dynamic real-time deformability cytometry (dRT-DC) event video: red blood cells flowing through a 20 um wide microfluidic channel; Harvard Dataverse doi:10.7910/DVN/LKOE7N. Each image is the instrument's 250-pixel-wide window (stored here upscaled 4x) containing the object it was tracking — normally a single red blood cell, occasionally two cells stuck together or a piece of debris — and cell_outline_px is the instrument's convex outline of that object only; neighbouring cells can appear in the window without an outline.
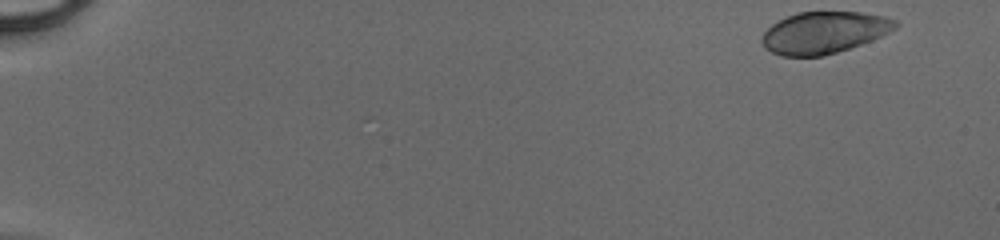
{"species": "human", "species_latin": "Homo sapiens", "temperature_condition": "cold", "stored_images_in_passage": 42, "camera_frame_rate_fps": 3000, "um_per_image_px": 0.085, "donor": {"sex": "male"}, "frame": {"image": 1, "passage_image": 1, "time_ms": 0.0, "image_size_px": [1000, 240], "cell_outline_px": [[900, 24], [896, 28], [872, 40], [824, 56], [780, 56], [764, 48], [760, 40], [760, 36], [772, 24], [796, 12], [860, 12], [884, 16], [896, 20]], "centroid_in_image_um": [70.02, 2.77], "position_along_channel_um": 15.0, "area_um2": 32.48}}
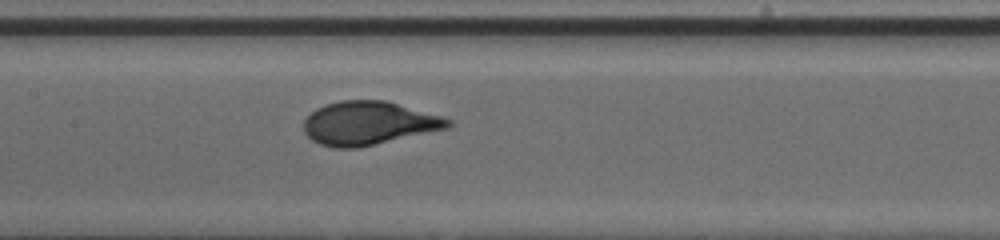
{"frame": {"image": 2, "passage_image": 24, "time_ms": 7.667, "image_size_px": [1000, 240], "cell_outline_px": [[452, 124], [448, 128], [356, 148], [336, 148], [320, 144], [312, 140], [304, 132], [304, 120], [316, 108], [340, 100], [384, 100], [440, 116], [452, 120]], "centroid_in_image_um": [31.3, 10.47], "position_along_channel_um": 176.1, "area_um2": 36.07}}
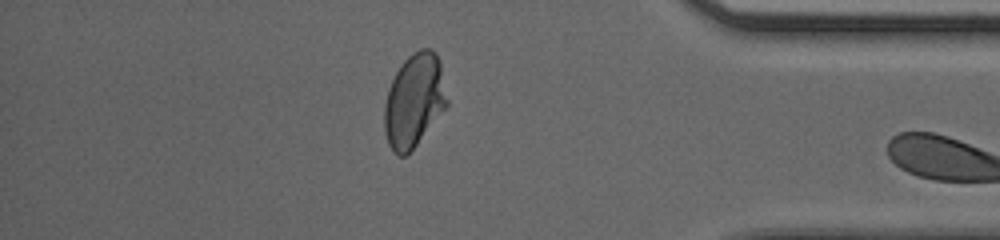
{"frame": {"image": 3, "passage_image": 41, "time_ms": 13.333, "image_size_px": [1000, 240], "cell_outline_px": [[448, 104], [416, 144], [404, 156], [396, 156], [392, 152], [388, 144], [384, 128], [384, 104], [388, 88], [396, 72], [404, 60], [412, 52], [420, 48], [432, 48], [436, 52], [440, 60], [448, 100]], "centroid_in_image_um": [35.19, 8.51], "position_along_channel_um": 400.0, "area_um2": 34.16}}